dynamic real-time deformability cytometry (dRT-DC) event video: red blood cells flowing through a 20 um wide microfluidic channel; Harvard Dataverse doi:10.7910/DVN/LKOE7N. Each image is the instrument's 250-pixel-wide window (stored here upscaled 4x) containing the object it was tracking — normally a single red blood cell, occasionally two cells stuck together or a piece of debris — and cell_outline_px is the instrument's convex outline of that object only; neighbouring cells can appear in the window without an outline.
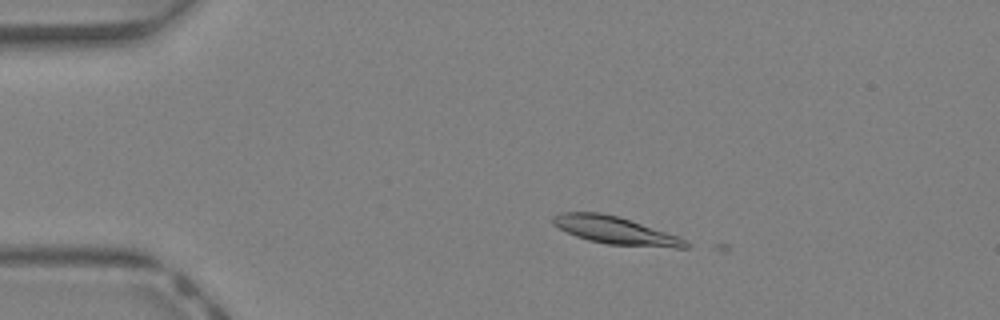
{"species": "Egyptian fruit bat (a non-hibernating species)", "species_latin": "Rousettus aegyptiacus", "temperature_condition": "warm", "stored_images_in_passage": 8, "camera_frame_rate_fps": 3000, "um_per_image_px": 0.085, "animal": {"sex": "female"}, "frame": {"image": 1, "passage_image": 7, "time_ms": 2.0, "image_size_px": [1000, 320], "cell_outline_px": [[688, 248], [676, 248], [608, 244], [588, 240], [576, 236], [552, 224], [552, 216], [560, 212], [600, 212], [616, 216], [676, 236], [684, 240], [688, 244]], "centroid_in_image_um": [52.22, 19.58], "position_along_channel_um": 32.8, "area_um2": 20.75}}